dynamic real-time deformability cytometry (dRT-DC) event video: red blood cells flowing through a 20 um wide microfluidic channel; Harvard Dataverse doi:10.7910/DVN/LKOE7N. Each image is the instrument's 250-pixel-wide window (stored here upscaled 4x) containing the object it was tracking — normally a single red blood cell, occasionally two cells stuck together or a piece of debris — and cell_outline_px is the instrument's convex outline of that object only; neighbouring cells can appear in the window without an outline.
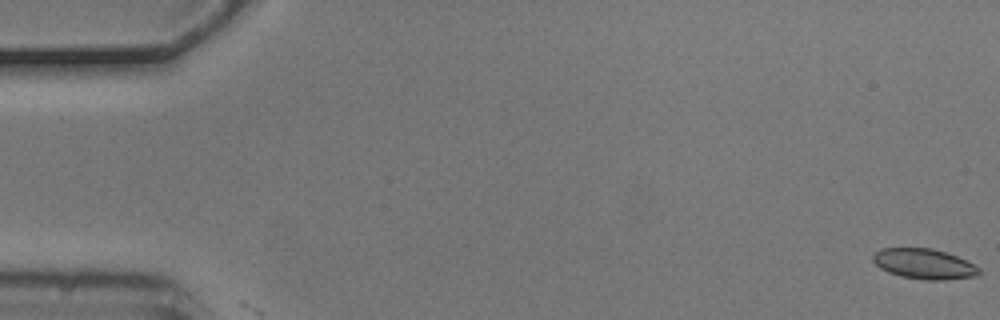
{"species": "common noctule bat (a hibernating species)", "species_latin": "Nyctalus noctula", "temperature_condition": "cold", "stored_images_in_passage": 5, "segment_of_instrument_passage": [1, 2], "camera_frame_rate_fps": 3000, "um_per_image_px": 0.085, "animal": {"sex": "male", "body_mass_g": 20.5, "forearm_length_mm": 52.5}, "frame": {"image": 1, "passage_image": 1, "time_ms": 0.0, "image_size_px": [1000, 320], "cell_outline_px": [[980, 272], [976, 276], [944, 280], [924, 280], [900, 276], [888, 272], [880, 268], [872, 260], [872, 256], [880, 248], [932, 248], [956, 256], [980, 268]], "centroid_in_image_um": [78.52, 22.43], "position_along_channel_um": 6.5, "area_um2": 18.61}}